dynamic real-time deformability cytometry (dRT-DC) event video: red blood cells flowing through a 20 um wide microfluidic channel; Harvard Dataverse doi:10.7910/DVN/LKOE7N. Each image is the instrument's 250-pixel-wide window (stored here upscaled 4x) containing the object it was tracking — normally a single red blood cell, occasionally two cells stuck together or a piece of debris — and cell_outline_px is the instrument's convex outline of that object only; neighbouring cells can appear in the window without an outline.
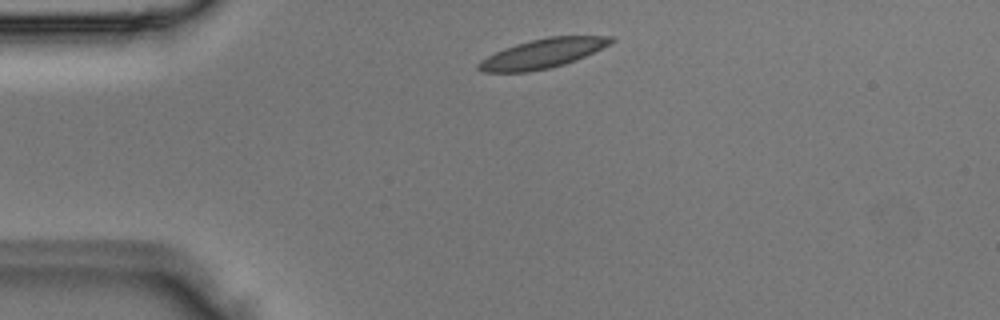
{"species": "Egyptian fruit bat (a non-hibernating species)", "species_latin": "Rousettus aegyptiacus", "temperature_condition": "room temperature", "stored_images_in_passage": 2, "camera_frame_rate_fps": 3000, "um_per_image_px": 0.085, "animal": {"sex": "male"}, "frame": {"image": 1, "passage_image": 1, "time_ms": 0.0, "image_size_px": [1000, 320], "cell_outline_px": [[616, 40], [576, 60], [564, 64], [548, 68], [528, 72], [480, 72], [476, 68], [476, 64], [480, 60], [504, 48], [516, 44], [548, 36], [612, 36]], "centroid_in_image_um": [46.06, 4.55], "position_along_channel_um": 38.9, "area_um2": 22.43}}